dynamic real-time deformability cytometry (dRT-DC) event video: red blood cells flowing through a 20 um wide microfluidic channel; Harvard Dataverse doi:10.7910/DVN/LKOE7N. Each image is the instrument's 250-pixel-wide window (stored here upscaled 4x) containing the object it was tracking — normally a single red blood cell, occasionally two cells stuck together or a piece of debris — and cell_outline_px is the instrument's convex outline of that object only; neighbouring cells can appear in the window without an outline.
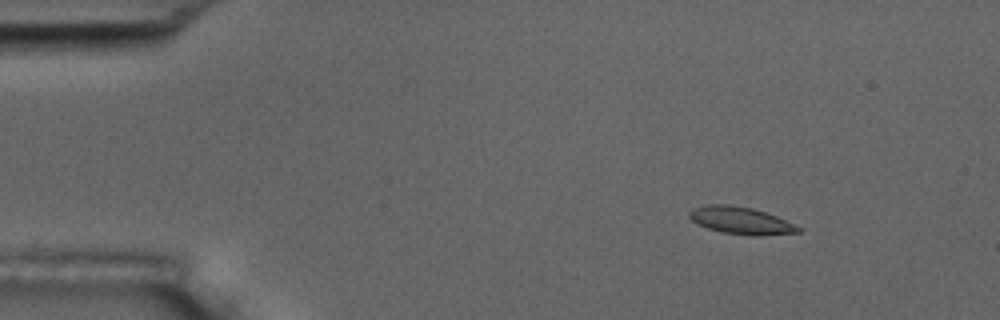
{"species": "common noctule bat (a hibernating species)", "species_latin": "Nyctalus noctula", "temperature_condition": "room temperature", "stored_images_in_passage": 5, "camera_frame_rate_fps": 3000, "um_per_image_px": 0.085, "animal": {"sex": "male", "body_mass_g": 17.5, "forearm_length_mm": 52.3}, "frame": {"image": 1, "passage_image": 3, "time_ms": 0.667, "image_size_px": [1000, 320], "cell_outline_px": [[804, 228], [800, 232], [760, 236], [752, 236], [720, 232], [696, 224], [688, 216], [688, 212], [692, 208], [708, 204], [728, 204], [752, 208], [776, 216]], "centroid_in_image_um": [62.96, 18.75], "position_along_channel_um": 22.0, "area_um2": 17.51}}